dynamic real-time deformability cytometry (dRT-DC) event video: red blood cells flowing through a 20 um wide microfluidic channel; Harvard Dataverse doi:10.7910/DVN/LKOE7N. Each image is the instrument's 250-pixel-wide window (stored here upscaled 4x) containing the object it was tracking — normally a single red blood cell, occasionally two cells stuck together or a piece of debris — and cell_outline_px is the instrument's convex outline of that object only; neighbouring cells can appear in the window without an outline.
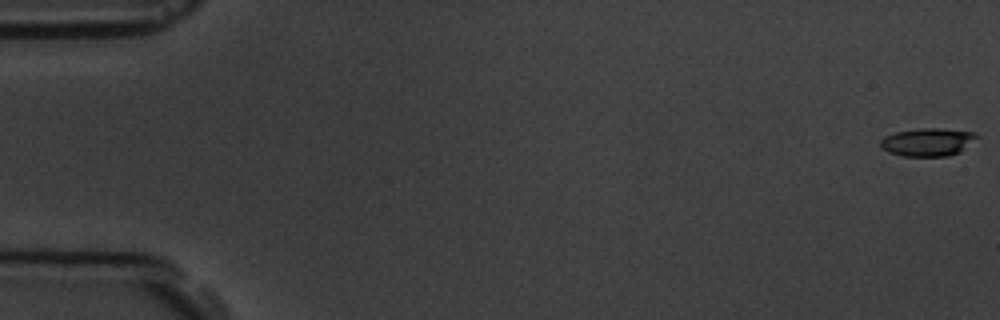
{"species": "common noctule bat (a hibernating species)", "species_latin": "Nyctalus noctula", "temperature_condition": "room temperature", "stored_images_in_passage": 58, "camera_frame_rate_fps": 3000, "um_per_image_px": 0.085, "animal": {"sex": "male", "body_mass_g": 19.5, "forearm_length_mm": 54.6}, "frame": {"image": 1, "passage_image": 1, "time_ms": 0.0, "image_size_px": [1000, 320], "cell_outline_px": [[980, 136], [960, 152], [948, 156], [904, 156], [888, 152], [880, 148], [880, 140], [884, 136], [896, 132], [920, 128], [936, 128], [976, 132]], "centroid_in_image_um": [78.86, 12.07], "position_along_channel_um": 6.1, "area_um2": 15.84}}
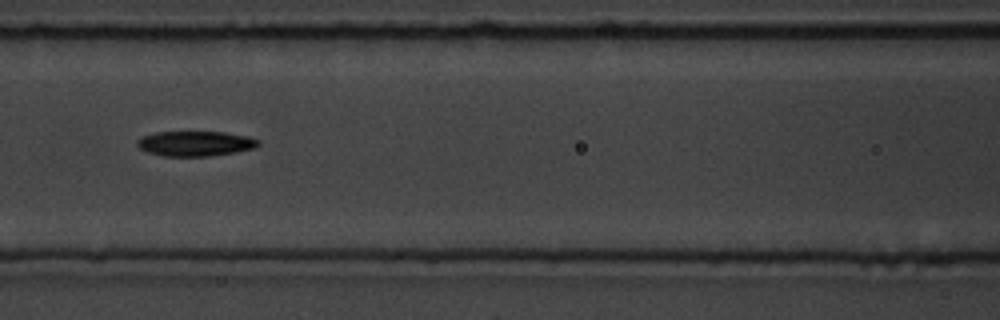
{"frame": {"image": 2, "passage_image": 26, "time_ms": 8.333, "image_size_px": [1000, 320], "cell_outline_px": [[260, 144], [256, 148], [236, 152], [208, 156], [164, 156], [148, 152], [140, 148], [136, 144], [136, 140], [144, 136], [156, 132], [224, 132], [248, 136], [260, 140]], "centroid_in_image_um": [16.64, 12.2], "position_along_channel_um": 150.0, "area_um2": 17.69}}
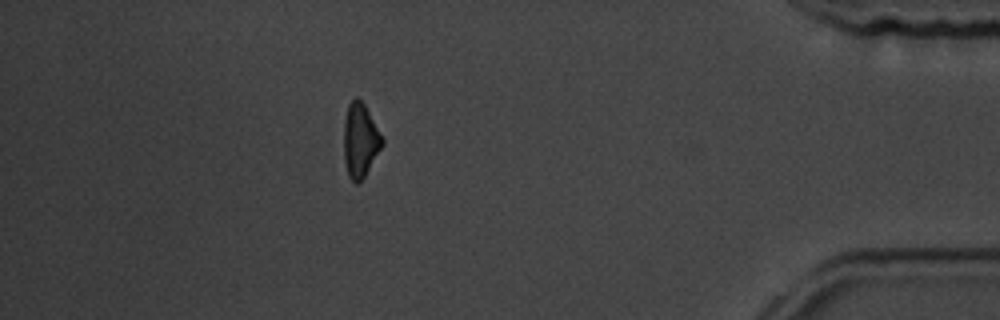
{"frame": {"image": 3, "passage_image": 51, "time_ms": 16.667, "image_size_px": [1000, 320], "cell_outline_px": [[384, 144], [360, 184], [356, 184], [348, 176], [344, 160], [344, 120], [348, 104], [356, 96], [364, 104], [384, 140]], "centroid_in_image_um": [30.61, 11.96], "position_along_channel_um": 404.6, "area_um2": 16.59}, "authors_computed_cell_mechanics": {"area_um2": 17.1666, "velocity_mm_per_s": 3.6176, "shape_relaxation_time_tau1_ms": 4.0944, "shape_relaxation_time_tau2_ms": null, "deformation_change_tau1": 0.1278, "deformation_change_tau2": null}}